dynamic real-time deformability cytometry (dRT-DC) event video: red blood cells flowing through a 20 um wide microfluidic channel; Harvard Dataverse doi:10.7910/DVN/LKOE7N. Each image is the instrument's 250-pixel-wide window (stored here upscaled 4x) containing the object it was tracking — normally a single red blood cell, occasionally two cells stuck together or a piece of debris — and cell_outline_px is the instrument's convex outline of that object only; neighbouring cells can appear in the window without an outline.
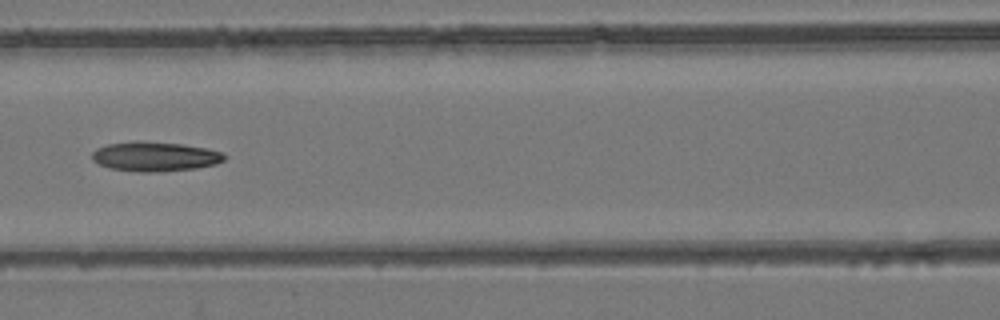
{"species": "common noctule bat (a hibernating species)", "species_latin": "Nyctalus noctula", "temperature_condition": "room temperature", "stored_images_in_passage": 5, "camera_frame_rate_fps": 3000, "um_per_image_px": 0.085, "animal": {"sex": "female", "body_mass_g": 24.6, "forearm_length_mm": 56.2}, "frame": {"image": 1, "passage_image": 5, "time_ms": 1.333, "image_size_px": [1000, 320], "cell_outline_px": [[228, 156], [224, 160], [216, 164], [196, 168], [156, 172], [140, 172], [108, 168], [92, 160], [92, 152], [96, 148], [108, 144], [136, 140], [140, 140], [184, 144], [204, 148], [220, 152]], "centroid_in_image_um": [13.15, 13.29], "position_along_channel_um": 153.5, "area_um2": 22.95}}